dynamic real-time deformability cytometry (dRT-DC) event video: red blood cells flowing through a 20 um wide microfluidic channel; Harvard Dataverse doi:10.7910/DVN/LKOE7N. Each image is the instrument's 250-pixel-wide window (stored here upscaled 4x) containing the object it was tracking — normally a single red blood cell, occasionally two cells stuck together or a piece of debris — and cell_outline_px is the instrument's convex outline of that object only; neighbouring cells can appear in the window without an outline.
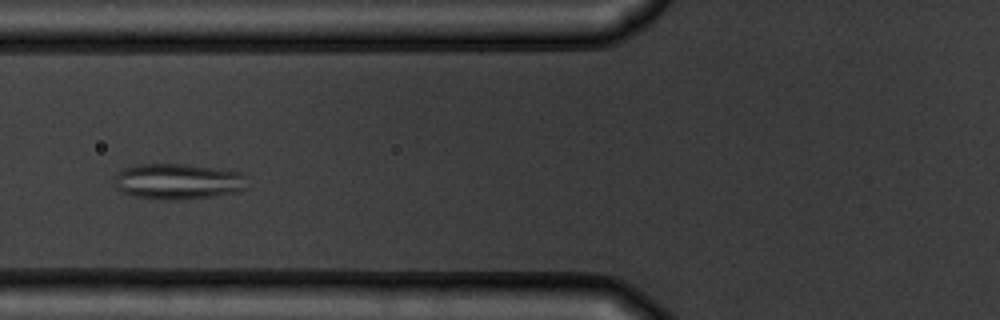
{"species": "common noctule bat (a hibernating species)", "species_latin": "Nyctalus noctula", "temperature_condition": "warm", "stored_images_in_passage": 5, "camera_frame_rate_fps": 3000, "um_per_image_px": 0.085, "animal": {"sex": "male", "body_mass_g": 19.5, "forearm_length_mm": 54.6}, "frame": {"image": 1, "passage_image": 5, "time_ms": 4.333, "image_size_px": [1000, 320], "cell_outline_px": [[244, 188], [236, 192], [212, 196], [172, 200], [132, 196], [116, 188], [116, 176], [124, 168], [136, 164], [188, 164], [240, 172]], "centroid_in_image_um": [15.06, 15.41], "position_along_channel_um": 110.7, "area_um2": 26.99}}